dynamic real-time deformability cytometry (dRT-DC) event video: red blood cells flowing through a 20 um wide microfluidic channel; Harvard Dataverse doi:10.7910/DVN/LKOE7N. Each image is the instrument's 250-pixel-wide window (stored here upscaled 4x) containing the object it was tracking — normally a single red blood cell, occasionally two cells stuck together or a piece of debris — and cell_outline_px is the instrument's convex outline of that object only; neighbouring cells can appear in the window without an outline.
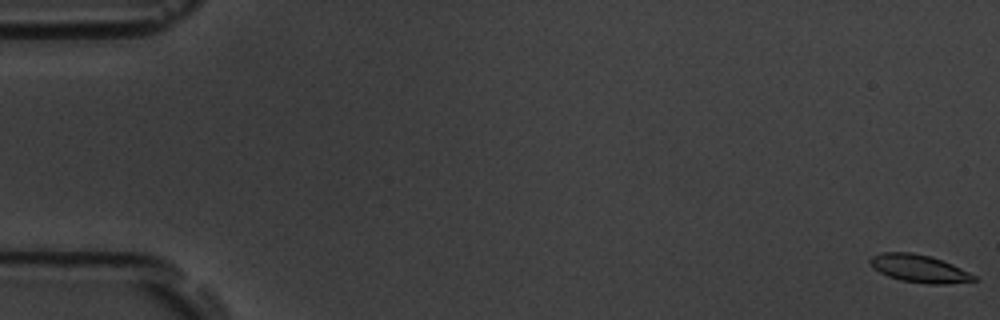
{"species": "common noctule bat (a hibernating species)", "species_latin": "Nyctalus noctula", "temperature_condition": "room temperature", "stored_images_in_passage": 58, "camera_frame_rate_fps": 3000, "um_per_image_px": 0.085, "animal": {"sex": "male", "body_mass_g": 19.5, "forearm_length_mm": 54.6}, "frame": {"image": 1, "passage_image": 1, "time_ms": 0.0, "image_size_px": [1000, 320], "cell_outline_px": [[976, 280], [944, 284], [928, 284], [900, 280], [888, 276], [872, 268], [868, 260], [872, 256], [880, 252], [912, 252], [932, 256], [952, 264], [976, 276]], "centroid_in_image_um": [78.08, 22.81], "position_along_channel_um": 6.9, "area_um2": 16.76}}
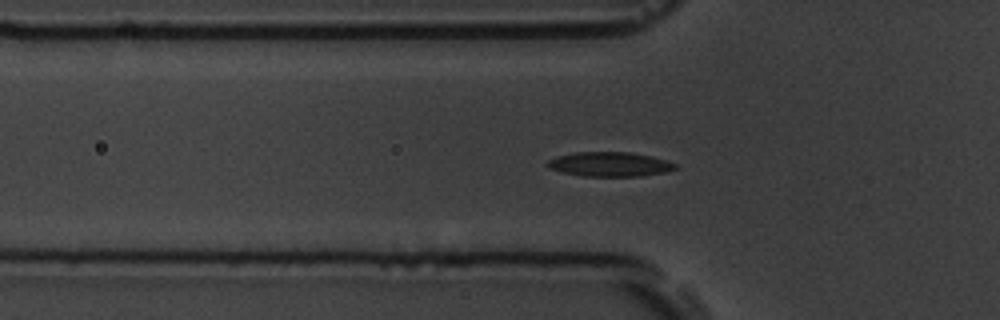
{"frame": {"image": 2, "passage_image": 20, "time_ms": 6.333, "image_size_px": [1000, 320], "cell_outline_px": [[676, 168], [664, 172], [640, 176], [584, 176], [564, 172], [552, 168], [548, 164], [548, 160], [560, 156], [576, 152], [628, 152], [652, 156], [676, 164]], "centroid_in_image_um": [51.87, 13.96], "position_along_channel_um": 73.9, "area_um2": 17.74}}
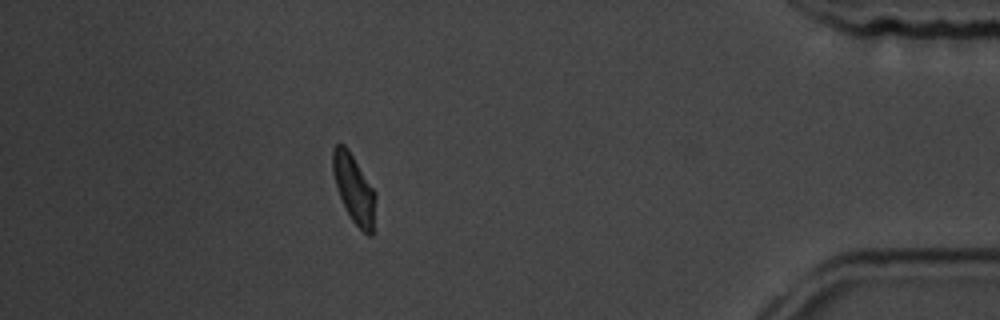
{"frame": {"image": 3, "passage_image": 52, "time_ms": 17.0, "image_size_px": [1000, 320], "cell_outline_px": [[376, 196], [372, 236], [368, 236], [352, 220], [340, 196], [332, 172], [332, 148], [336, 144], [344, 144], [348, 148], [376, 192]], "centroid_in_image_um": [30.09, 16.01], "position_along_channel_um": 405.1, "area_um2": 16.94}, "authors_computed_cell_mechanics": {"area_um2": 17.4845, "velocity_mm_per_s": 3.5505, "shape_relaxation_time_tau1_ms": 3.8307, "shape_relaxation_time_tau2_ms": 1.9862, "deformation_change_tau1": 0.1276, "deformation_change_tau2": 0.0787}}